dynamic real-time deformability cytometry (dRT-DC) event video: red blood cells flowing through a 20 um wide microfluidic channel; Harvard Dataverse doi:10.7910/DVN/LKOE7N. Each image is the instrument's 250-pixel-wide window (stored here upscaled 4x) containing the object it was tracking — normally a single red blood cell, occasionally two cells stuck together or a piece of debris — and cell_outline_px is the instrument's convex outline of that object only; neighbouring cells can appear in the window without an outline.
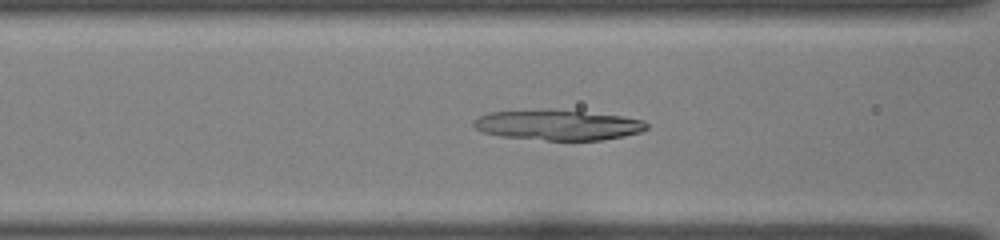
{"species": "common noctule bat (a hibernating species)", "species_latin": "Nyctalus noctula", "temperature_condition": "room temperature", "stored_images_in_passage": 41, "camera_frame_rate_fps": 3000, "um_per_image_px": 0.085, "animal": {"sex": "female", "body_mass_g": 22.0, "forearm_length_mm": 56.7}, "frame": {"image": 1, "passage_image": 14, "time_ms": 4.333, "image_size_px": [1000, 240], "cell_outline_px": [[648, 128], [640, 132], [624, 136], [604, 140], [544, 140], [500, 136], [484, 132], [476, 128], [472, 124], [472, 120], [488, 112], [540, 108], [552, 108], [620, 116], [644, 120], [648, 124]], "centroid_in_image_um": [47.39, 10.6], "position_along_channel_um": 119.2, "area_um2": 31.04}}
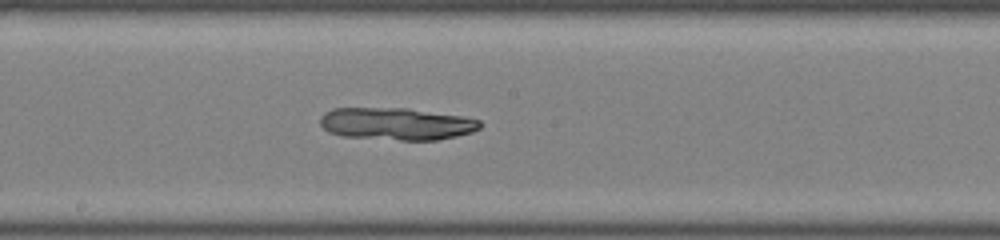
{"frame": {"image": 2, "passage_image": 21, "time_ms": 6.667, "image_size_px": [1000, 240], "cell_outline_px": [[484, 124], [480, 128], [472, 132], [456, 136], [436, 140], [400, 140], [344, 136], [328, 132], [320, 124], [320, 116], [324, 112], [332, 108], [408, 108], [464, 116], [480, 120]], "centroid_in_image_um": [33.72, 10.51], "position_along_channel_um": 214.5, "area_um2": 30.29}}
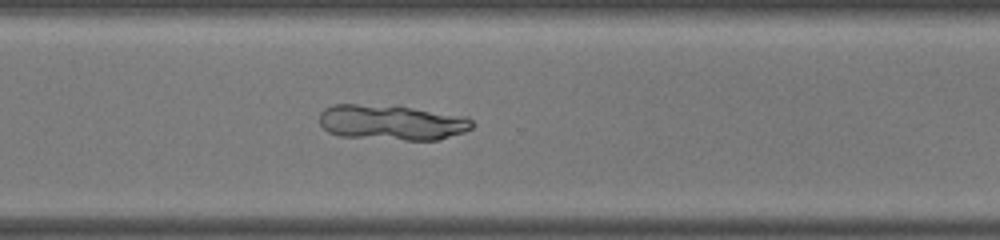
{"frame": {"image": 3, "passage_image": 30, "time_ms": 9.667, "image_size_px": [1000, 240], "cell_outline_px": [[476, 124], [472, 128], [464, 132], [440, 140], [404, 140], [340, 136], [328, 132], [320, 124], [320, 112], [324, 108], [332, 104], [356, 104], [412, 108], [468, 116]], "centroid_in_image_um": [33.33, 10.42], "position_along_channel_um": 337.3, "area_um2": 31.5}}